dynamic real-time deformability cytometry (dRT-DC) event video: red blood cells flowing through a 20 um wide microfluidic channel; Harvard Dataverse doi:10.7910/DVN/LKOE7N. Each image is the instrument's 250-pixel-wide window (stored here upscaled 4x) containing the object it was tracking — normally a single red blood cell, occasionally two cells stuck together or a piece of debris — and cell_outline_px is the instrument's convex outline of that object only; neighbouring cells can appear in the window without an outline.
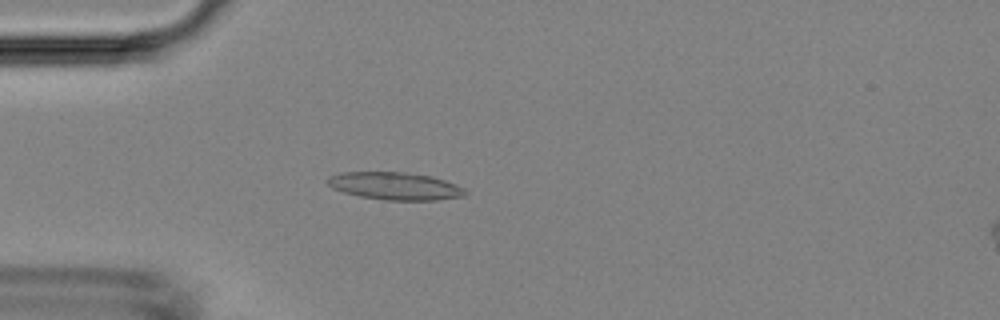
{"species": "Egyptian fruit bat (a non-hibernating species)", "species_latin": "Rousettus aegyptiacus", "temperature_condition": "room temperature", "stored_images_in_passage": 4, "camera_frame_rate_fps": 3000, "um_per_image_px": 0.085, "animal": {"sex": "female"}, "frame": {"image": 1, "passage_image": 4, "time_ms": 4.667, "image_size_px": [1000, 320], "cell_outline_px": [[468, 196], [436, 200], [384, 200], [360, 196], [344, 192], [332, 188], [324, 180], [328, 176], [340, 172], [404, 172], [432, 176], [456, 184], [464, 188], [468, 192]], "centroid_in_image_um": [33.59, 15.81], "position_along_channel_um": 51.4, "area_um2": 22.37}}